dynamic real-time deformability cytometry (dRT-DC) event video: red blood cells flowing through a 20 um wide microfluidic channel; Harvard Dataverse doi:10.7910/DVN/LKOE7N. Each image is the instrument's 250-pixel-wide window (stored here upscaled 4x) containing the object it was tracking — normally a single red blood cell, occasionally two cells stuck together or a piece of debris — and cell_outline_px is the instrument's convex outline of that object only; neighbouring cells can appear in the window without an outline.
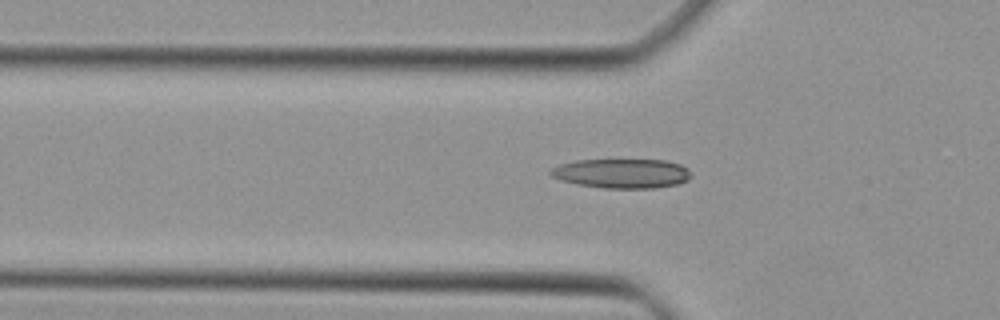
{"species": "Egyptian fruit bat (a non-hibernating species)", "species_latin": "Rousettus aegyptiacus", "temperature_condition": "cold", "stored_images_in_passage": 42, "camera_frame_rate_fps": 3000, "um_per_image_px": 0.085, "animal": {"sex": "female"}, "frame": {"image": 1, "passage_image": 15, "time_ms": 4.667, "image_size_px": [1000, 320], "cell_outline_px": [[692, 176], [688, 180], [676, 184], [656, 188], [604, 188], [576, 184], [560, 180], [548, 176], [548, 172], [552, 168], [560, 164], [576, 160], [664, 160], [680, 164], [688, 168], [692, 172]], "centroid_in_image_um": [52.84, 14.74], "position_along_channel_um": 73.0, "area_um2": 24.33}}
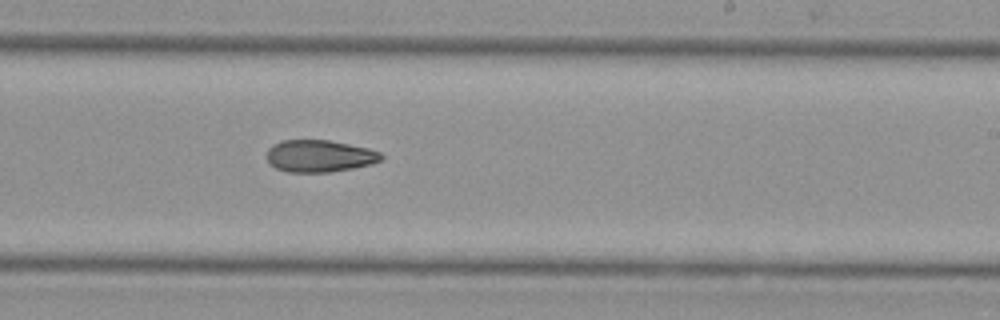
{"frame": {"image": 2, "passage_image": 28, "time_ms": 9.0, "image_size_px": [1000, 320], "cell_outline_px": [[384, 156], [380, 160], [372, 164], [352, 168], [328, 172], [288, 172], [276, 168], [268, 160], [268, 148], [272, 144], [280, 140], [328, 140], [368, 148], [380, 152]], "centroid_in_image_um": [27.15, 13.25], "position_along_channel_um": 261.8, "area_um2": 21.27}}
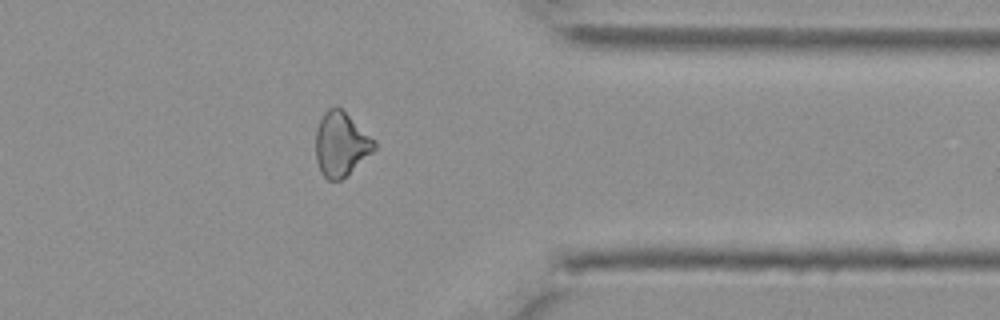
{"frame": {"image": 3, "passage_image": 37, "time_ms": 12.0, "image_size_px": [1000, 320], "cell_outline_px": [[376, 148], [372, 152], [340, 180], [328, 180], [320, 172], [316, 160], [316, 128], [324, 112], [328, 108], [336, 104], [376, 140]], "centroid_in_image_um": [28.97, 12.22], "position_along_channel_um": 382.4, "area_um2": 21.79}}